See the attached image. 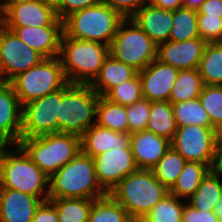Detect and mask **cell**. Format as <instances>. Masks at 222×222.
I'll list each match as a JSON object with an SVG mask.
<instances>
[{
  "label": "cell",
  "instance_id": "1",
  "mask_svg": "<svg viewBox=\"0 0 222 222\" xmlns=\"http://www.w3.org/2000/svg\"><path fill=\"white\" fill-rule=\"evenodd\" d=\"M49 198L97 199L108 193L97 180L92 157L80 151L49 178Z\"/></svg>",
  "mask_w": 222,
  "mask_h": 222
},
{
  "label": "cell",
  "instance_id": "2",
  "mask_svg": "<svg viewBox=\"0 0 222 222\" xmlns=\"http://www.w3.org/2000/svg\"><path fill=\"white\" fill-rule=\"evenodd\" d=\"M5 146L8 145L0 147V188H10L47 201L49 189H44L49 188V177L18 144L13 145L14 152Z\"/></svg>",
  "mask_w": 222,
  "mask_h": 222
},
{
  "label": "cell",
  "instance_id": "3",
  "mask_svg": "<svg viewBox=\"0 0 222 222\" xmlns=\"http://www.w3.org/2000/svg\"><path fill=\"white\" fill-rule=\"evenodd\" d=\"M169 190L152 170L138 169L125 176L109 194L127 211L132 220H141Z\"/></svg>",
  "mask_w": 222,
  "mask_h": 222
},
{
  "label": "cell",
  "instance_id": "4",
  "mask_svg": "<svg viewBox=\"0 0 222 222\" xmlns=\"http://www.w3.org/2000/svg\"><path fill=\"white\" fill-rule=\"evenodd\" d=\"M108 56L109 46L103 43L62 36L59 59L71 84H91Z\"/></svg>",
  "mask_w": 222,
  "mask_h": 222
},
{
  "label": "cell",
  "instance_id": "5",
  "mask_svg": "<svg viewBox=\"0 0 222 222\" xmlns=\"http://www.w3.org/2000/svg\"><path fill=\"white\" fill-rule=\"evenodd\" d=\"M99 95L90 84L67 83L60 89L57 132L82 137L96 123Z\"/></svg>",
  "mask_w": 222,
  "mask_h": 222
},
{
  "label": "cell",
  "instance_id": "6",
  "mask_svg": "<svg viewBox=\"0 0 222 222\" xmlns=\"http://www.w3.org/2000/svg\"><path fill=\"white\" fill-rule=\"evenodd\" d=\"M123 20L118 12L100 2L68 15L63 20V32L70 38L95 41L110 46Z\"/></svg>",
  "mask_w": 222,
  "mask_h": 222
},
{
  "label": "cell",
  "instance_id": "7",
  "mask_svg": "<svg viewBox=\"0 0 222 222\" xmlns=\"http://www.w3.org/2000/svg\"><path fill=\"white\" fill-rule=\"evenodd\" d=\"M18 145L50 178L81 151V138L56 132L21 138Z\"/></svg>",
  "mask_w": 222,
  "mask_h": 222
},
{
  "label": "cell",
  "instance_id": "8",
  "mask_svg": "<svg viewBox=\"0 0 222 222\" xmlns=\"http://www.w3.org/2000/svg\"><path fill=\"white\" fill-rule=\"evenodd\" d=\"M10 83L23 106L64 87L68 81L59 57L44 58L37 65L18 74Z\"/></svg>",
  "mask_w": 222,
  "mask_h": 222
},
{
  "label": "cell",
  "instance_id": "9",
  "mask_svg": "<svg viewBox=\"0 0 222 222\" xmlns=\"http://www.w3.org/2000/svg\"><path fill=\"white\" fill-rule=\"evenodd\" d=\"M129 24L130 28H125ZM109 54L140 71L157 58V45L132 19H124L109 46Z\"/></svg>",
  "mask_w": 222,
  "mask_h": 222
},
{
  "label": "cell",
  "instance_id": "10",
  "mask_svg": "<svg viewBox=\"0 0 222 222\" xmlns=\"http://www.w3.org/2000/svg\"><path fill=\"white\" fill-rule=\"evenodd\" d=\"M217 131L215 127L197 125L177 127L170 145L186 161L200 162L214 169Z\"/></svg>",
  "mask_w": 222,
  "mask_h": 222
},
{
  "label": "cell",
  "instance_id": "11",
  "mask_svg": "<svg viewBox=\"0 0 222 222\" xmlns=\"http://www.w3.org/2000/svg\"><path fill=\"white\" fill-rule=\"evenodd\" d=\"M43 59L41 54L21 41L12 30L5 26L0 28V81L10 82Z\"/></svg>",
  "mask_w": 222,
  "mask_h": 222
},
{
  "label": "cell",
  "instance_id": "12",
  "mask_svg": "<svg viewBox=\"0 0 222 222\" xmlns=\"http://www.w3.org/2000/svg\"><path fill=\"white\" fill-rule=\"evenodd\" d=\"M60 89L22 106L21 138L57 132Z\"/></svg>",
  "mask_w": 222,
  "mask_h": 222
},
{
  "label": "cell",
  "instance_id": "13",
  "mask_svg": "<svg viewBox=\"0 0 222 222\" xmlns=\"http://www.w3.org/2000/svg\"><path fill=\"white\" fill-rule=\"evenodd\" d=\"M96 176L109 193L125 176L138 170L131 148H114L93 157Z\"/></svg>",
  "mask_w": 222,
  "mask_h": 222
},
{
  "label": "cell",
  "instance_id": "14",
  "mask_svg": "<svg viewBox=\"0 0 222 222\" xmlns=\"http://www.w3.org/2000/svg\"><path fill=\"white\" fill-rule=\"evenodd\" d=\"M3 26H63V21L57 17L54 6L39 0L19 5H5Z\"/></svg>",
  "mask_w": 222,
  "mask_h": 222
},
{
  "label": "cell",
  "instance_id": "15",
  "mask_svg": "<svg viewBox=\"0 0 222 222\" xmlns=\"http://www.w3.org/2000/svg\"><path fill=\"white\" fill-rule=\"evenodd\" d=\"M22 105L10 82L0 81V143L16 145L21 140Z\"/></svg>",
  "mask_w": 222,
  "mask_h": 222
},
{
  "label": "cell",
  "instance_id": "16",
  "mask_svg": "<svg viewBox=\"0 0 222 222\" xmlns=\"http://www.w3.org/2000/svg\"><path fill=\"white\" fill-rule=\"evenodd\" d=\"M179 70L157 58L138 71L142 96L149 101H169Z\"/></svg>",
  "mask_w": 222,
  "mask_h": 222
},
{
  "label": "cell",
  "instance_id": "17",
  "mask_svg": "<svg viewBox=\"0 0 222 222\" xmlns=\"http://www.w3.org/2000/svg\"><path fill=\"white\" fill-rule=\"evenodd\" d=\"M206 42L200 37L186 41H166L157 46V59L178 70L198 68Z\"/></svg>",
  "mask_w": 222,
  "mask_h": 222
},
{
  "label": "cell",
  "instance_id": "18",
  "mask_svg": "<svg viewBox=\"0 0 222 222\" xmlns=\"http://www.w3.org/2000/svg\"><path fill=\"white\" fill-rule=\"evenodd\" d=\"M44 58L59 57L63 26L6 27Z\"/></svg>",
  "mask_w": 222,
  "mask_h": 222
},
{
  "label": "cell",
  "instance_id": "19",
  "mask_svg": "<svg viewBox=\"0 0 222 222\" xmlns=\"http://www.w3.org/2000/svg\"><path fill=\"white\" fill-rule=\"evenodd\" d=\"M130 148L138 169L151 170L170 148V140L148 130L130 134Z\"/></svg>",
  "mask_w": 222,
  "mask_h": 222
},
{
  "label": "cell",
  "instance_id": "20",
  "mask_svg": "<svg viewBox=\"0 0 222 222\" xmlns=\"http://www.w3.org/2000/svg\"><path fill=\"white\" fill-rule=\"evenodd\" d=\"M43 199L16 191L0 188V222H32L36 209Z\"/></svg>",
  "mask_w": 222,
  "mask_h": 222
},
{
  "label": "cell",
  "instance_id": "21",
  "mask_svg": "<svg viewBox=\"0 0 222 222\" xmlns=\"http://www.w3.org/2000/svg\"><path fill=\"white\" fill-rule=\"evenodd\" d=\"M132 19L158 46L169 40L173 25V10L161 9L152 4L144 5Z\"/></svg>",
  "mask_w": 222,
  "mask_h": 222
},
{
  "label": "cell",
  "instance_id": "22",
  "mask_svg": "<svg viewBox=\"0 0 222 222\" xmlns=\"http://www.w3.org/2000/svg\"><path fill=\"white\" fill-rule=\"evenodd\" d=\"M130 134L92 125L81 137V151L95 157L114 148H130Z\"/></svg>",
  "mask_w": 222,
  "mask_h": 222
},
{
  "label": "cell",
  "instance_id": "23",
  "mask_svg": "<svg viewBox=\"0 0 222 222\" xmlns=\"http://www.w3.org/2000/svg\"><path fill=\"white\" fill-rule=\"evenodd\" d=\"M137 74L138 71L134 67L116 60L109 54L90 86L99 96H104L110 89L134 78Z\"/></svg>",
  "mask_w": 222,
  "mask_h": 222
},
{
  "label": "cell",
  "instance_id": "24",
  "mask_svg": "<svg viewBox=\"0 0 222 222\" xmlns=\"http://www.w3.org/2000/svg\"><path fill=\"white\" fill-rule=\"evenodd\" d=\"M222 170L211 169L189 198V205L200 211H213L220 200Z\"/></svg>",
  "mask_w": 222,
  "mask_h": 222
},
{
  "label": "cell",
  "instance_id": "25",
  "mask_svg": "<svg viewBox=\"0 0 222 222\" xmlns=\"http://www.w3.org/2000/svg\"><path fill=\"white\" fill-rule=\"evenodd\" d=\"M146 130L172 140L177 125L172 104L169 101H151L149 119Z\"/></svg>",
  "mask_w": 222,
  "mask_h": 222
},
{
  "label": "cell",
  "instance_id": "26",
  "mask_svg": "<svg viewBox=\"0 0 222 222\" xmlns=\"http://www.w3.org/2000/svg\"><path fill=\"white\" fill-rule=\"evenodd\" d=\"M210 170L207 164L187 161L169 193L178 198H190Z\"/></svg>",
  "mask_w": 222,
  "mask_h": 222
},
{
  "label": "cell",
  "instance_id": "27",
  "mask_svg": "<svg viewBox=\"0 0 222 222\" xmlns=\"http://www.w3.org/2000/svg\"><path fill=\"white\" fill-rule=\"evenodd\" d=\"M204 87L198 68L179 70L169 97L171 104L199 98Z\"/></svg>",
  "mask_w": 222,
  "mask_h": 222
},
{
  "label": "cell",
  "instance_id": "28",
  "mask_svg": "<svg viewBox=\"0 0 222 222\" xmlns=\"http://www.w3.org/2000/svg\"><path fill=\"white\" fill-rule=\"evenodd\" d=\"M96 124L113 131L128 133L126 106L99 96Z\"/></svg>",
  "mask_w": 222,
  "mask_h": 222
},
{
  "label": "cell",
  "instance_id": "29",
  "mask_svg": "<svg viewBox=\"0 0 222 222\" xmlns=\"http://www.w3.org/2000/svg\"><path fill=\"white\" fill-rule=\"evenodd\" d=\"M198 70L204 85H222V42L206 44Z\"/></svg>",
  "mask_w": 222,
  "mask_h": 222
},
{
  "label": "cell",
  "instance_id": "30",
  "mask_svg": "<svg viewBox=\"0 0 222 222\" xmlns=\"http://www.w3.org/2000/svg\"><path fill=\"white\" fill-rule=\"evenodd\" d=\"M56 208L59 222H88L94 199L49 198Z\"/></svg>",
  "mask_w": 222,
  "mask_h": 222
},
{
  "label": "cell",
  "instance_id": "31",
  "mask_svg": "<svg viewBox=\"0 0 222 222\" xmlns=\"http://www.w3.org/2000/svg\"><path fill=\"white\" fill-rule=\"evenodd\" d=\"M88 222H132L127 211L108 193L94 199Z\"/></svg>",
  "mask_w": 222,
  "mask_h": 222
},
{
  "label": "cell",
  "instance_id": "32",
  "mask_svg": "<svg viewBox=\"0 0 222 222\" xmlns=\"http://www.w3.org/2000/svg\"><path fill=\"white\" fill-rule=\"evenodd\" d=\"M197 37H200L197 11L184 6L173 10V25L169 40L182 42Z\"/></svg>",
  "mask_w": 222,
  "mask_h": 222
},
{
  "label": "cell",
  "instance_id": "33",
  "mask_svg": "<svg viewBox=\"0 0 222 222\" xmlns=\"http://www.w3.org/2000/svg\"><path fill=\"white\" fill-rule=\"evenodd\" d=\"M177 127L197 125L214 127L199 98L172 104Z\"/></svg>",
  "mask_w": 222,
  "mask_h": 222
},
{
  "label": "cell",
  "instance_id": "34",
  "mask_svg": "<svg viewBox=\"0 0 222 222\" xmlns=\"http://www.w3.org/2000/svg\"><path fill=\"white\" fill-rule=\"evenodd\" d=\"M187 161L171 146L151 169L156 179L168 190L174 185Z\"/></svg>",
  "mask_w": 222,
  "mask_h": 222
},
{
  "label": "cell",
  "instance_id": "35",
  "mask_svg": "<svg viewBox=\"0 0 222 222\" xmlns=\"http://www.w3.org/2000/svg\"><path fill=\"white\" fill-rule=\"evenodd\" d=\"M179 198L168 193L162 200L155 204L142 222H182L184 204Z\"/></svg>",
  "mask_w": 222,
  "mask_h": 222
},
{
  "label": "cell",
  "instance_id": "36",
  "mask_svg": "<svg viewBox=\"0 0 222 222\" xmlns=\"http://www.w3.org/2000/svg\"><path fill=\"white\" fill-rule=\"evenodd\" d=\"M199 100L212 125L217 130L222 129V85H204Z\"/></svg>",
  "mask_w": 222,
  "mask_h": 222
},
{
  "label": "cell",
  "instance_id": "37",
  "mask_svg": "<svg viewBox=\"0 0 222 222\" xmlns=\"http://www.w3.org/2000/svg\"><path fill=\"white\" fill-rule=\"evenodd\" d=\"M104 97L114 103L129 106L143 98L139 74L110 89Z\"/></svg>",
  "mask_w": 222,
  "mask_h": 222
},
{
  "label": "cell",
  "instance_id": "38",
  "mask_svg": "<svg viewBox=\"0 0 222 222\" xmlns=\"http://www.w3.org/2000/svg\"><path fill=\"white\" fill-rule=\"evenodd\" d=\"M151 101L142 98L136 103L126 106L128 134L146 130L149 119Z\"/></svg>",
  "mask_w": 222,
  "mask_h": 222
},
{
  "label": "cell",
  "instance_id": "39",
  "mask_svg": "<svg viewBox=\"0 0 222 222\" xmlns=\"http://www.w3.org/2000/svg\"><path fill=\"white\" fill-rule=\"evenodd\" d=\"M200 38L206 43L222 42V17L197 14Z\"/></svg>",
  "mask_w": 222,
  "mask_h": 222
},
{
  "label": "cell",
  "instance_id": "40",
  "mask_svg": "<svg viewBox=\"0 0 222 222\" xmlns=\"http://www.w3.org/2000/svg\"><path fill=\"white\" fill-rule=\"evenodd\" d=\"M150 0H101V3L118 12L124 19H130Z\"/></svg>",
  "mask_w": 222,
  "mask_h": 222
},
{
  "label": "cell",
  "instance_id": "41",
  "mask_svg": "<svg viewBox=\"0 0 222 222\" xmlns=\"http://www.w3.org/2000/svg\"><path fill=\"white\" fill-rule=\"evenodd\" d=\"M100 2L101 0H61L55 7L56 14L57 17L63 21L68 15L81 9L97 5Z\"/></svg>",
  "mask_w": 222,
  "mask_h": 222
},
{
  "label": "cell",
  "instance_id": "42",
  "mask_svg": "<svg viewBox=\"0 0 222 222\" xmlns=\"http://www.w3.org/2000/svg\"><path fill=\"white\" fill-rule=\"evenodd\" d=\"M182 222H219V219L213 211H200L184 204Z\"/></svg>",
  "mask_w": 222,
  "mask_h": 222
},
{
  "label": "cell",
  "instance_id": "43",
  "mask_svg": "<svg viewBox=\"0 0 222 222\" xmlns=\"http://www.w3.org/2000/svg\"><path fill=\"white\" fill-rule=\"evenodd\" d=\"M32 222H59L55 206L49 201H43L36 209Z\"/></svg>",
  "mask_w": 222,
  "mask_h": 222
},
{
  "label": "cell",
  "instance_id": "44",
  "mask_svg": "<svg viewBox=\"0 0 222 222\" xmlns=\"http://www.w3.org/2000/svg\"><path fill=\"white\" fill-rule=\"evenodd\" d=\"M197 14L222 17V0H205Z\"/></svg>",
  "mask_w": 222,
  "mask_h": 222
},
{
  "label": "cell",
  "instance_id": "45",
  "mask_svg": "<svg viewBox=\"0 0 222 222\" xmlns=\"http://www.w3.org/2000/svg\"><path fill=\"white\" fill-rule=\"evenodd\" d=\"M149 3L166 10H176L183 6L182 0H150Z\"/></svg>",
  "mask_w": 222,
  "mask_h": 222
},
{
  "label": "cell",
  "instance_id": "46",
  "mask_svg": "<svg viewBox=\"0 0 222 222\" xmlns=\"http://www.w3.org/2000/svg\"><path fill=\"white\" fill-rule=\"evenodd\" d=\"M214 169L222 170V129L217 131L216 162Z\"/></svg>",
  "mask_w": 222,
  "mask_h": 222
},
{
  "label": "cell",
  "instance_id": "47",
  "mask_svg": "<svg viewBox=\"0 0 222 222\" xmlns=\"http://www.w3.org/2000/svg\"><path fill=\"white\" fill-rule=\"evenodd\" d=\"M205 0H182L183 6L193 10H198Z\"/></svg>",
  "mask_w": 222,
  "mask_h": 222
},
{
  "label": "cell",
  "instance_id": "48",
  "mask_svg": "<svg viewBox=\"0 0 222 222\" xmlns=\"http://www.w3.org/2000/svg\"><path fill=\"white\" fill-rule=\"evenodd\" d=\"M39 0H6L5 5H19L27 2H34Z\"/></svg>",
  "mask_w": 222,
  "mask_h": 222
},
{
  "label": "cell",
  "instance_id": "49",
  "mask_svg": "<svg viewBox=\"0 0 222 222\" xmlns=\"http://www.w3.org/2000/svg\"><path fill=\"white\" fill-rule=\"evenodd\" d=\"M213 213L218 217L219 221L222 220V205L217 204L214 209Z\"/></svg>",
  "mask_w": 222,
  "mask_h": 222
},
{
  "label": "cell",
  "instance_id": "50",
  "mask_svg": "<svg viewBox=\"0 0 222 222\" xmlns=\"http://www.w3.org/2000/svg\"><path fill=\"white\" fill-rule=\"evenodd\" d=\"M45 3H48L54 7H56L60 2L61 0H43Z\"/></svg>",
  "mask_w": 222,
  "mask_h": 222
},
{
  "label": "cell",
  "instance_id": "51",
  "mask_svg": "<svg viewBox=\"0 0 222 222\" xmlns=\"http://www.w3.org/2000/svg\"><path fill=\"white\" fill-rule=\"evenodd\" d=\"M3 26V11L0 9V28Z\"/></svg>",
  "mask_w": 222,
  "mask_h": 222
},
{
  "label": "cell",
  "instance_id": "52",
  "mask_svg": "<svg viewBox=\"0 0 222 222\" xmlns=\"http://www.w3.org/2000/svg\"><path fill=\"white\" fill-rule=\"evenodd\" d=\"M5 2H6V0H4L3 2H2V0H0V9H1L2 11H4Z\"/></svg>",
  "mask_w": 222,
  "mask_h": 222
},
{
  "label": "cell",
  "instance_id": "53",
  "mask_svg": "<svg viewBox=\"0 0 222 222\" xmlns=\"http://www.w3.org/2000/svg\"><path fill=\"white\" fill-rule=\"evenodd\" d=\"M220 200H219V202L217 203V204H220V205H222V181H221V194H220Z\"/></svg>",
  "mask_w": 222,
  "mask_h": 222
},
{
  "label": "cell",
  "instance_id": "54",
  "mask_svg": "<svg viewBox=\"0 0 222 222\" xmlns=\"http://www.w3.org/2000/svg\"><path fill=\"white\" fill-rule=\"evenodd\" d=\"M132 222H142L141 220H132Z\"/></svg>",
  "mask_w": 222,
  "mask_h": 222
}]
</instances>
